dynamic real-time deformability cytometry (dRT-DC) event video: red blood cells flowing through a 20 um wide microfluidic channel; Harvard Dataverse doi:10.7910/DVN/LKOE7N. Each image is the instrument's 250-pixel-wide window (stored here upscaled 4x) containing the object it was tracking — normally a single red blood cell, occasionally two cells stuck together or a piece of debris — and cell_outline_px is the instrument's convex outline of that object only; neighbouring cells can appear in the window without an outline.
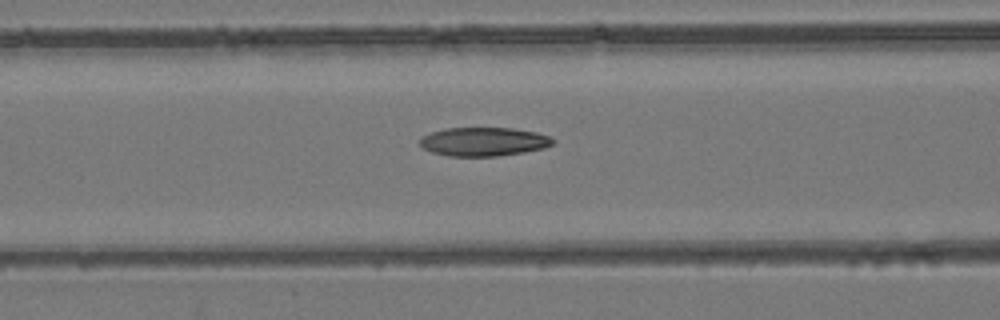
{"species": "common noctule bat (a hibernating species)", "species_latin": "Nyctalus noctula", "temperature_condition": "room temperature", "stored_images_in_passage": 51, "camera_frame_rate_fps": 3000, "um_per_image_px": 0.085, "animal": {"sex": "female", "body_mass_g": 24.6, "forearm_length_mm": 56.2}, "frame": {"image": 1, "passage_image": 19, "time_ms": 6.0, "image_size_px": [1000, 320], "cell_outline_px": [[556, 140], [552, 144], [544, 148], [524, 152], [496, 156], [448, 156], [432, 152], [424, 148], [420, 144], [420, 140], [424, 136], [432, 132], [444, 128], [512, 128], [536, 132], [548, 136]], "centroid_in_image_um": [41.13, 12.04], "position_along_channel_um": 125.5, "area_um2": 22.14}}
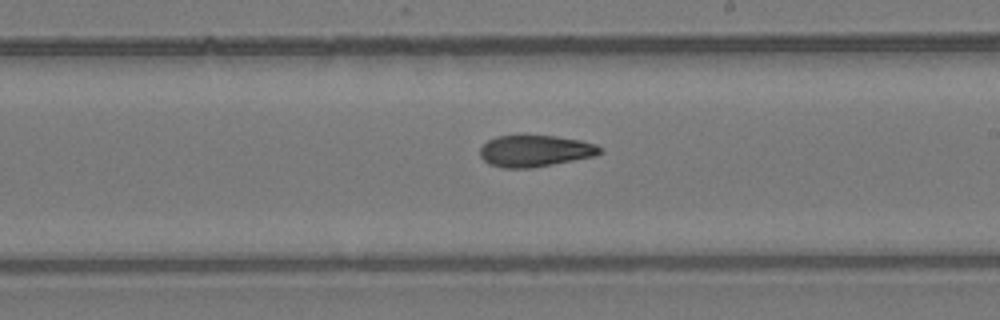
{"frame": {"image": 2, "passage_image": 28, "time_ms": 9.0, "image_size_px": [1000, 320], "cell_outline_px": [[604, 152], [596, 156], [532, 168], [504, 168], [488, 164], [480, 156], [480, 148], [488, 140], [496, 136], [556, 136], [580, 140], [596, 144], [604, 148]], "centroid_in_image_um": [45.52, 12.84], "position_along_channel_um": 243.5, "area_um2": 22.2}}
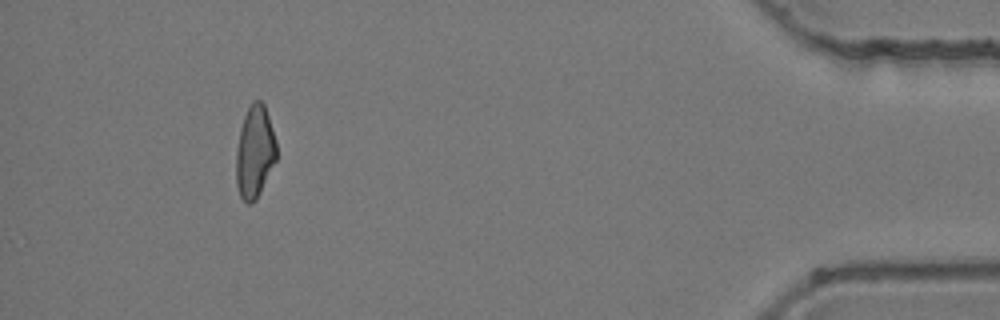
{"frame": {"image": 3, "passage_image": 46, "time_ms": 15.0, "image_size_px": [1000, 320], "cell_outline_px": [[276, 160], [256, 200], [248, 204], [240, 196], [236, 184], [236, 152], [240, 128], [244, 116], [252, 100], [260, 100], [264, 104], [276, 140]], "centroid_in_image_um": [21.64, 12.9], "position_along_channel_um": 413.6, "area_um2": 21.62}, "authors_computed_cell_mechanics": {"area_um2": 22.4842, "velocity_mm_per_s": 3.9427, "shape_relaxation_time_tau1_ms": null, "shape_relaxation_time_tau2_ms": 6.0304, "deformation_change_tau1": null, "deformation_change_tau2": 0.149}}